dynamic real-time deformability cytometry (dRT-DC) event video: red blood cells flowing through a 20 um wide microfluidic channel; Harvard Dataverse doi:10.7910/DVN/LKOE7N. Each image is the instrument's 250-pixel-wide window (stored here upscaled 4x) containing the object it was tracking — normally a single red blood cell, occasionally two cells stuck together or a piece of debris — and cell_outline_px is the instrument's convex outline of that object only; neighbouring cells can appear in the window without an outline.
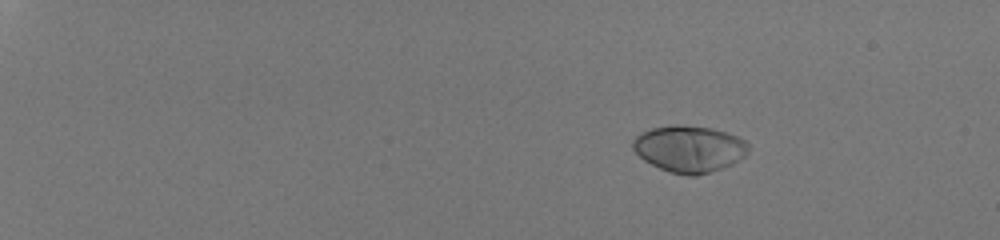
{"species": "human", "species_latin": "Homo sapiens", "temperature_condition": "room temperature", "stored_images_in_passage": 48, "camera_frame_rate_fps": 3000, "um_per_image_px": 0.085, "donor": {"sex": "male"}, "frame": {"image": 1, "passage_image": 4, "time_ms": 1.0, "image_size_px": [1000, 240], "cell_outline_px": [[748, 152], [744, 156], [732, 164], [696, 176], [688, 176], [672, 172], [660, 168], [644, 160], [632, 148], [632, 140], [640, 132], [652, 128], [676, 124], [680, 124], [712, 128], [728, 132], [744, 140], [748, 144]], "centroid_in_image_um": [58.57, 12.63], "position_along_channel_um": 26.4, "area_um2": 31.33}}
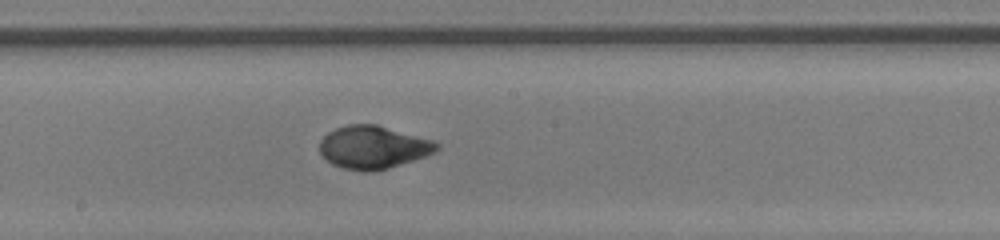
{"frame": {"image": 2, "passage_image": 29, "time_ms": 9.333, "image_size_px": [1000, 240], "cell_outline_px": [[440, 148], [436, 152], [388, 168], [372, 172], [364, 172], [344, 168], [332, 164], [320, 152], [320, 140], [328, 132], [336, 128], [348, 124], [376, 124], [432, 140], [440, 144]], "centroid_in_image_um": [31.72, 12.51], "position_along_channel_um": 216.5, "area_um2": 29.07}}
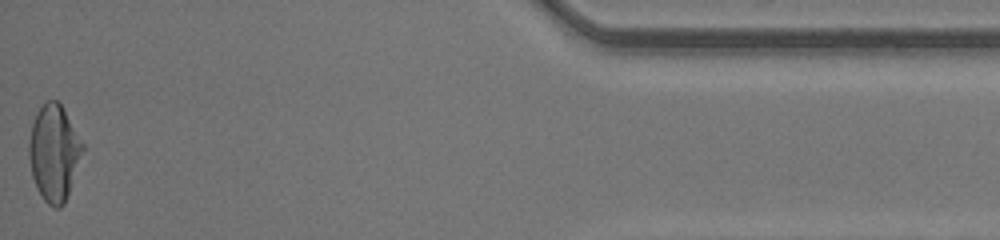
{"frame": {"image": 3, "passage_image": 48, "time_ms": 15.667, "image_size_px": [1000, 240], "cell_outline_px": [[84, 148], [64, 204], [60, 208], [52, 208], [44, 200], [36, 188], [32, 176], [28, 156], [28, 140], [32, 124], [36, 112], [48, 100], [56, 100], [64, 108], [84, 144]], "centroid_in_image_um": [4.57, 12.98], "position_along_channel_um": 430.6, "area_um2": 30.06}, "authors_computed_cell_mechanics": {"area_um2": 29.189, "velocity_mm_per_s": 4.2838, "shape_relaxation_time_tau1_ms": 3.2106, "shape_relaxation_time_tau2_ms": null, "deformation_change_tau1": 0.1916, "deformation_change_tau2": null}}